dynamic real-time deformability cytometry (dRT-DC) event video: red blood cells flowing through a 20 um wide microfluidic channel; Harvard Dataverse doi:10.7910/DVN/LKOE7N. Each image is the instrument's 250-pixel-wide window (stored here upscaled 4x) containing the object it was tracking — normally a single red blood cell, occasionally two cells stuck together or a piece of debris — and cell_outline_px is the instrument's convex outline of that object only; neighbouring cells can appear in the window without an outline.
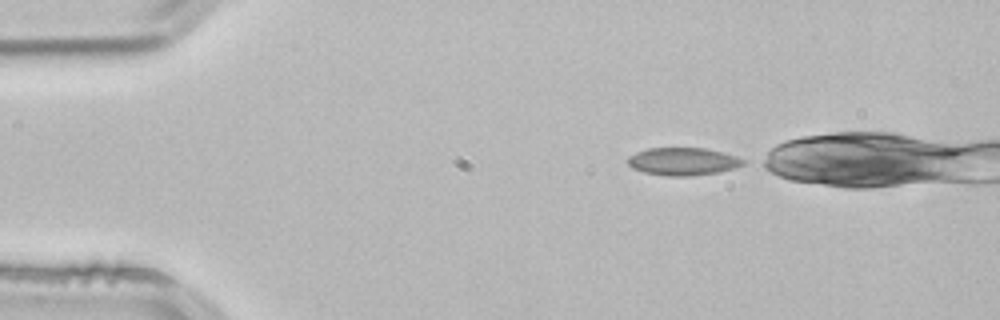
{"species": "common noctule bat (a hibernating species)", "species_latin": "Nyctalus noctula", "temperature_condition": "room temperature", "stored_images_in_passage": 2, "camera_frame_rate_fps": 3000, "um_per_image_px": 0.085, "animal": {"sex": "male", "body_mass_g": 21.5, "forearm_length_mm": 52.0}, "frame": {"image": 1, "passage_image": 1, "time_ms": 0.0, "image_size_px": [1000, 320], "cell_outline_px": [[748, 164], [736, 168], [716, 172], [692, 176], [668, 176], [644, 172], [632, 168], [628, 164], [628, 156], [636, 152], [648, 148], [704, 148], [724, 152], [748, 160]], "centroid_in_image_um": [58.11, 13.72], "position_along_channel_um": 26.9, "area_um2": 18.84}}